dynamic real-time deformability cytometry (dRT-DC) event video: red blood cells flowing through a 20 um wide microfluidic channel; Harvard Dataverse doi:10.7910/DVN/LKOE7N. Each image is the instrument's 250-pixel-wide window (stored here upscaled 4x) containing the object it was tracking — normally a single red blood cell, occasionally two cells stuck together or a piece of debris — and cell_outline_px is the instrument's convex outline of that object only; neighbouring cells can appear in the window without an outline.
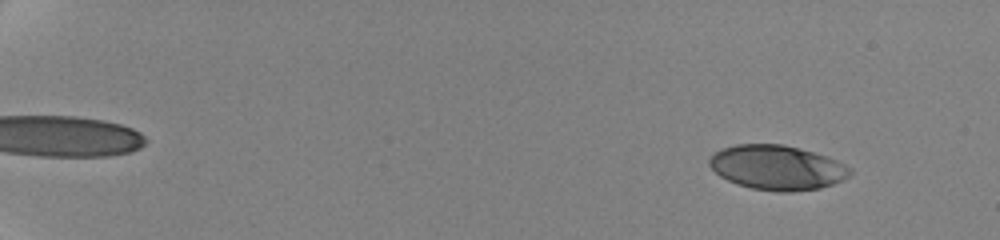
{"species": "human", "species_latin": "Homo sapiens", "temperature_condition": "cold", "stored_images_in_passage": 40, "camera_frame_rate_fps": 3000, "um_per_image_px": 0.085, "donor": {"sex": "female"}, "frame": {"image": 1, "passage_image": 2, "time_ms": 1.0, "image_size_px": [1000, 240], "cell_outline_px": [[852, 172], [848, 176], [832, 184], [820, 188], [792, 192], [776, 192], [752, 188], [728, 180], [720, 176], [708, 164], [708, 160], [720, 148], [736, 144], [784, 144], [800, 148], [828, 156], [852, 168]], "centroid_in_image_um": [66.06, 14.23], "position_along_channel_um": 18.9, "area_um2": 36.59}}
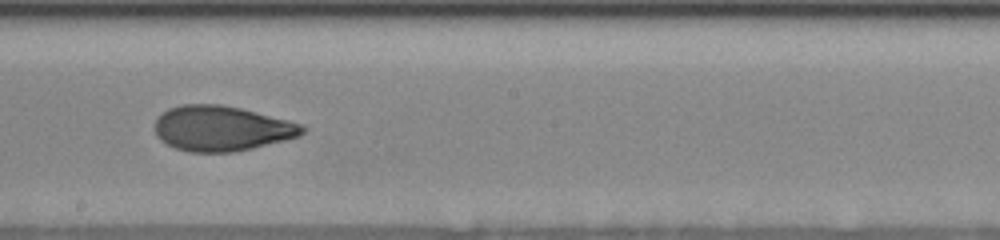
{"frame": {"image": 2, "passage_image": 22, "time_ms": 11.667, "image_size_px": [1000, 240], "cell_outline_px": [[308, 128], [300, 136], [252, 148], [232, 152], [188, 152], [176, 148], [160, 140], [156, 136], [156, 120], [168, 108], [180, 104], [220, 104], [240, 108], [304, 124]], "centroid_in_image_um": [18.86, 10.91], "position_along_channel_um": 229.3, "area_um2": 38.78}}
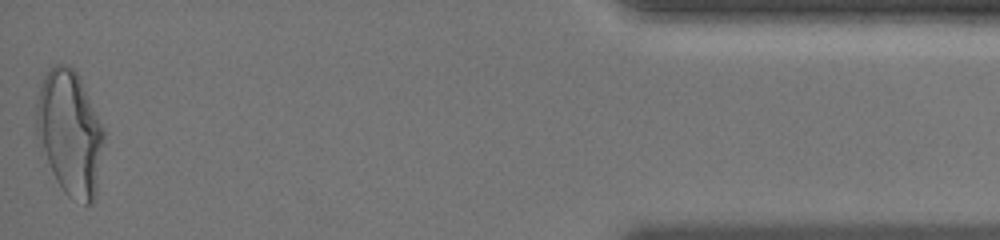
{"frame": {"image": 3, "passage_image": 40, "time_ms": 19.0, "image_size_px": [1000, 240], "cell_outline_px": [[104, 136], [96, 200], [92, 204], [84, 204], [68, 196], [64, 192], [56, 180], [52, 172], [36, 136], [36, 104], [40, 84], [48, 68], [56, 64], [68, 64], [80, 76], [104, 128]], "centroid_in_image_um": [5.94, 11.28], "position_along_channel_um": 429.3, "area_um2": 49.48}, "authors_computed_cell_mechanics": {"area_um2": 38.7549, "velocity_mm_per_s": 3.5288, "shape_relaxation_time_tau1_ms": 4.5361, "shape_relaxation_time_tau2_ms": 1.6275, "deformation_change_tau1": 0.1714, "deformation_change_tau2": 0.0759}}